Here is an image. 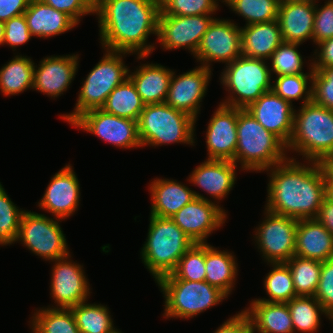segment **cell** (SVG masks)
Instances as JSON below:
<instances>
[{
  "instance_id": "cell-1",
  "label": "cell",
  "mask_w": 333,
  "mask_h": 333,
  "mask_svg": "<svg viewBox=\"0 0 333 333\" xmlns=\"http://www.w3.org/2000/svg\"><path fill=\"white\" fill-rule=\"evenodd\" d=\"M160 0H96L101 46L147 58L155 49L147 39L157 36Z\"/></svg>"
},
{
  "instance_id": "cell-2",
  "label": "cell",
  "mask_w": 333,
  "mask_h": 333,
  "mask_svg": "<svg viewBox=\"0 0 333 333\" xmlns=\"http://www.w3.org/2000/svg\"><path fill=\"white\" fill-rule=\"evenodd\" d=\"M307 166L289 157L270 169L265 208L295 219L317 218L325 198V178L318 162Z\"/></svg>"
},
{
  "instance_id": "cell-3",
  "label": "cell",
  "mask_w": 333,
  "mask_h": 333,
  "mask_svg": "<svg viewBox=\"0 0 333 333\" xmlns=\"http://www.w3.org/2000/svg\"><path fill=\"white\" fill-rule=\"evenodd\" d=\"M237 148L233 162L245 171L261 172L286 161V145L245 109L238 108Z\"/></svg>"
},
{
  "instance_id": "cell-4",
  "label": "cell",
  "mask_w": 333,
  "mask_h": 333,
  "mask_svg": "<svg viewBox=\"0 0 333 333\" xmlns=\"http://www.w3.org/2000/svg\"><path fill=\"white\" fill-rule=\"evenodd\" d=\"M147 239L141 249V259L155 278L171 274L179 259L195 243L171 218L150 215Z\"/></svg>"
},
{
  "instance_id": "cell-5",
  "label": "cell",
  "mask_w": 333,
  "mask_h": 333,
  "mask_svg": "<svg viewBox=\"0 0 333 333\" xmlns=\"http://www.w3.org/2000/svg\"><path fill=\"white\" fill-rule=\"evenodd\" d=\"M295 109L293 133L287 151L298 152L304 160L319 162L333 154V111L313 101Z\"/></svg>"
},
{
  "instance_id": "cell-6",
  "label": "cell",
  "mask_w": 333,
  "mask_h": 333,
  "mask_svg": "<svg viewBox=\"0 0 333 333\" xmlns=\"http://www.w3.org/2000/svg\"><path fill=\"white\" fill-rule=\"evenodd\" d=\"M195 124L192 116L166 103L147 104L137 121L141 146L172 143L194 146Z\"/></svg>"
},
{
  "instance_id": "cell-7",
  "label": "cell",
  "mask_w": 333,
  "mask_h": 333,
  "mask_svg": "<svg viewBox=\"0 0 333 333\" xmlns=\"http://www.w3.org/2000/svg\"><path fill=\"white\" fill-rule=\"evenodd\" d=\"M220 76L221 84L230 93L220 103L230 107L246 109L272 88L271 70L264 59L241 55L226 64Z\"/></svg>"
},
{
  "instance_id": "cell-8",
  "label": "cell",
  "mask_w": 333,
  "mask_h": 333,
  "mask_svg": "<svg viewBox=\"0 0 333 333\" xmlns=\"http://www.w3.org/2000/svg\"><path fill=\"white\" fill-rule=\"evenodd\" d=\"M104 51L102 59L82 81L74 110L60 116L69 124L86 111L101 109L108 95L128 78L129 68L123 57L130 53L107 49Z\"/></svg>"
},
{
  "instance_id": "cell-9",
  "label": "cell",
  "mask_w": 333,
  "mask_h": 333,
  "mask_svg": "<svg viewBox=\"0 0 333 333\" xmlns=\"http://www.w3.org/2000/svg\"><path fill=\"white\" fill-rule=\"evenodd\" d=\"M166 319H190L221 303L228 296L206 281L158 280ZM227 297V298H226Z\"/></svg>"
},
{
  "instance_id": "cell-10",
  "label": "cell",
  "mask_w": 333,
  "mask_h": 333,
  "mask_svg": "<svg viewBox=\"0 0 333 333\" xmlns=\"http://www.w3.org/2000/svg\"><path fill=\"white\" fill-rule=\"evenodd\" d=\"M59 221L54 217L25 210L21 216L16 242H21L32 253L47 261L64 258L70 251Z\"/></svg>"
},
{
  "instance_id": "cell-11",
  "label": "cell",
  "mask_w": 333,
  "mask_h": 333,
  "mask_svg": "<svg viewBox=\"0 0 333 333\" xmlns=\"http://www.w3.org/2000/svg\"><path fill=\"white\" fill-rule=\"evenodd\" d=\"M262 223L255 229V245L267 264L286 263L295 255L298 219L279 215L266 208Z\"/></svg>"
},
{
  "instance_id": "cell-12",
  "label": "cell",
  "mask_w": 333,
  "mask_h": 333,
  "mask_svg": "<svg viewBox=\"0 0 333 333\" xmlns=\"http://www.w3.org/2000/svg\"><path fill=\"white\" fill-rule=\"evenodd\" d=\"M71 125L87 131L120 148L142 147L136 120L118 117L102 109H92L78 116Z\"/></svg>"
},
{
  "instance_id": "cell-13",
  "label": "cell",
  "mask_w": 333,
  "mask_h": 333,
  "mask_svg": "<svg viewBox=\"0 0 333 333\" xmlns=\"http://www.w3.org/2000/svg\"><path fill=\"white\" fill-rule=\"evenodd\" d=\"M241 55V26L229 19L215 18L203 35L194 58L211 69L212 62L226 65Z\"/></svg>"
},
{
  "instance_id": "cell-14",
  "label": "cell",
  "mask_w": 333,
  "mask_h": 333,
  "mask_svg": "<svg viewBox=\"0 0 333 333\" xmlns=\"http://www.w3.org/2000/svg\"><path fill=\"white\" fill-rule=\"evenodd\" d=\"M213 14L173 16L159 14L157 38L166 50L185 48L195 55L201 39L215 17Z\"/></svg>"
},
{
  "instance_id": "cell-15",
  "label": "cell",
  "mask_w": 333,
  "mask_h": 333,
  "mask_svg": "<svg viewBox=\"0 0 333 333\" xmlns=\"http://www.w3.org/2000/svg\"><path fill=\"white\" fill-rule=\"evenodd\" d=\"M71 254L54 260L51 270L50 295L54 299L55 307L70 309L75 305L88 301L90 284L86 278L83 265L72 261Z\"/></svg>"
},
{
  "instance_id": "cell-16",
  "label": "cell",
  "mask_w": 333,
  "mask_h": 333,
  "mask_svg": "<svg viewBox=\"0 0 333 333\" xmlns=\"http://www.w3.org/2000/svg\"><path fill=\"white\" fill-rule=\"evenodd\" d=\"M215 202L196 197L171 219L194 243H207L209 235L221 228L227 218V212Z\"/></svg>"
},
{
  "instance_id": "cell-17",
  "label": "cell",
  "mask_w": 333,
  "mask_h": 333,
  "mask_svg": "<svg viewBox=\"0 0 333 333\" xmlns=\"http://www.w3.org/2000/svg\"><path fill=\"white\" fill-rule=\"evenodd\" d=\"M211 71L212 69L202 65L180 75L173 71L165 103L197 121L202 99L208 90Z\"/></svg>"
},
{
  "instance_id": "cell-18",
  "label": "cell",
  "mask_w": 333,
  "mask_h": 333,
  "mask_svg": "<svg viewBox=\"0 0 333 333\" xmlns=\"http://www.w3.org/2000/svg\"><path fill=\"white\" fill-rule=\"evenodd\" d=\"M71 164L65 165L47 185L38 207L61 221L72 216L79 207L80 184Z\"/></svg>"
},
{
  "instance_id": "cell-19",
  "label": "cell",
  "mask_w": 333,
  "mask_h": 333,
  "mask_svg": "<svg viewBox=\"0 0 333 333\" xmlns=\"http://www.w3.org/2000/svg\"><path fill=\"white\" fill-rule=\"evenodd\" d=\"M295 107L272 90L265 92L245 110L286 146L292 133Z\"/></svg>"
},
{
  "instance_id": "cell-20",
  "label": "cell",
  "mask_w": 333,
  "mask_h": 333,
  "mask_svg": "<svg viewBox=\"0 0 333 333\" xmlns=\"http://www.w3.org/2000/svg\"><path fill=\"white\" fill-rule=\"evenodd\" d=\"M238 108L219 104L206 131L207 159L233 161L237 148Z\"/></svg>"
},
{
  "instance_id": "cell-21",
  "label": "cell",
  "mask_w": 333,
  "mask_h": 333,
  "mask_svg": "<svg viewBox=\"0 0 333 333\" xmlns=\"http://www.w3.org/2000/svg\"><path fill=\"white\" fill-rule=\"evenodd\" d=\"M78 59L79 54L47 56L42 59L39 66H34L33 89L51 98L61 96L75 78Z\"/></svg>"
},
{
  "instance_id": "cell-22",
  "label": "cell",
  "mask_w": 333,
  "mask_h": 333,
  "mask_svg": "<svg viewBox=\"0 0 333 333\" xmlns=\"http://www.w3.org/2000/svg\"><path fill=\"white\" fill-rule=\"evenodd\" d=\"M236 165L233 161L206 159L192 171L187 179L214 200L225 199L236 181Z\"/></svg>"
},
{
  "instance_id": "cell-23",
  "label": "cell",
  "mask_w": 333,
  "mask_h": 333,
  "mask_svg": "<svg viewBox=\"0 0 333 333\" xmlns=\"http://www.w3.org/2000/svg\"><path fill=\"white\" fill-rule=\"evenodd\" d=\"M151 193V212L162 218H171L183 206L194 200L196 197L204 200H210L199 194L195 190H191L181 182L169 180L167 178L154 179L149 185Z\"/></svg>"
},
{
  "instance_id": "cell-24",
  "label": "cell",
  "mask_w": 333,
  "mask_h": 333,
  "mask_svg": "<svg viewBox=\"0 0 333 333\" xmlns=\"http://www.w3.org/2000/svg\"><path fill=\"white\" fill-rule=\"evenodd\" d=\"M315 19V4L286 1L279 5L278 22L285 43L312 40Z\"/></svg>"
},
{
  "instance_id": "cell-25",
  "label": "cell",
  "mask_w": 333,
  "mask_h": 333,
  "mask_svg": "<svg viewBox=\"0 0 333 333\" xmlns=\"http://www.w3.org/2000/svg\"><path fill=\"white\" fill-rule=\"evenodd\" d=\"M295 256L324 262L333 258V235L316 219H299Z\"/></svg>"
},
{
  "instance_id": "cell-26",
  "label": "cell",
  "mask_w": 333,
  "mask_h": 333,
  "mask_svg": "<svg viewBox=\"0 0 333 333\" xmlns=\"http://www.w3.org/2000/svg\"><path fill=\"white\" fill-rule=\"evenodd\" d=\"M283 42L278 19L241 27V52L243 56L269 60L273 52Z\"/></svg>"
},
{
  "instance_id": "cell-27",
  "label": "cell",
  "mask_w": 333,
  "mask_h": 333,
  "mask_svg": "<svg viewBox=\"0 0 333 333\" xmlns=\"http://www.w3.org/2000/svg\"><path fill=\"white\" fill-rule=\"evenodd\" d=\"M173 70L161 64L146 63L130 72L128 78L134 84L142 102L147 104L165 103Z\"/></svg>"
},
{
  "instance_id": "cell-28",
  "label": "cell",
  "mask_w": 333,
  "mask_h": 333,
  "mask_svg": "<svg viewBox=\"0 0 333 333\" xmlns=\"http://www.w3.org/2000/svg\"><path fill=\"white\" fill-rule=\"evenodd\" d=\"M24 16L32 37H53L64 34L78 25L66 13L56 10L40 0H31Z\"/></svg>"
},
{
  "instance_id": "cell-29",
  "label": "cell",
  "mask_w": 333,
  "mask_h": 333,
  "mask_svg": "<svg viewBox=\"0 0 333 333\" xmlns=\"http://www.w3.org/2000/svg\"><path fill=\"white\" fill-rule=\"evenodd\" d=\"M249 317L251 328L257 333H294L287 303L252 300L243 310Z\"/></svg>"
},
{
  "instance_id": "cell-30",
  "label": "cell",
  "mask_w": 333,
  "mask_h": 333,
  "mask_svg": "<svg viewBox=\"0 0 333 333\" xmlns=\"http://www.w3.org/2000/svg\"><path fill=\"white\" fill-rule=\"evenodd\" d=\"M236 257L228 250H218L205 243V281L227 296L231 294L238 273Z\"/></svg>"
},
{
  "instance_id": "cell-31",
  "label": "cell",
  "mask_w": 333,
  "mask_h": 333,
  "mask_svg": "<svg viewBox=\"0 0 333 333\" xmlns=\"http://www.w3.org/2000/svg\"><path fill=\"white\" fill-rule=\"evenodd\" d=\"M35 63L28 56L16 55L0 69V90L4 96L17 95L33 89Z\"/></svg>"
},
{
  "instance_id": "cell-32",
  "label": "cell",
  "mask_w": 333,
  "mask_h": 333,
  "mask_svg": "<svg viewBox=\"0 0 333 333\" xmlns=\"http://www.w3.org/2000/svg\"><path fill=\"white\" fill-rule=\"evenodd\" d=\"M144 106L134 84L127 78L108 95L101 109L118 117L138 121Z\"/></svg>"
},
{
  "instance_id": "cell-33",
  "label": "cell",
  "mask_w": 333,
  "mask_h": 333,
  "mask_svg": "<svg viewBox=\"0 0 333 333\" xmlns=\"http://www.w3.org/2000/svg\"><path fill=\"white\" fill-rule=\"evenodd\" d=\"M294 326V333H314L321 325V314L333 319L324 310L320 302L314 296H297L287 302Z\"/></svg>"
},
{
  "instance_id": "cell-34",
  "label": "cell",
  "mask_w": 333,
  "mask_h": 333,
  "mask_svg": "<svg viewBox=\"0 0 333 333\" xmlns=\"http://www.w3.org/2000/svg\"><path fill=\"white\" fill-rule=\"evenodd\" d=\"M70 309L80 333H116L118 331L114 327L107 305L90 304L85 301Z\"/></svg>"
},
{
  "instance_id": "cell-35",
  "label": "cell",
  "mask_w": 333,
  "mask_h": 333,
  "mask_svg": "<svg viewBox=\"0 0 333 333\" xmlns=\"http://www.w3.org/2000/svg\"><path fill=\"white\" fill-rule=\"evenodd\" d=\"M35 310L30 320L32 333H80L71 309L47 306Z\"/></svg>"
},
{
  "instance_id": "cell-36",
  "label": "cell",
  "mask_w": 333,
  "mask_h": 333,
  "mask_svg": "<svg viewBox=\"0 0 333 333\" xmlns=\"http://www.w3.org/2000/svg\"><path fill=\"white\" fill-rule=\"evenodd\" d=\"M271 271L264 279V289L269 298H255L271 303H287L297 297L290 268L286 263H270Z\"/></svg>"
},
{
  "instance_id": "cell-37",
  "label": "cell",
  "mask_w": 333,
  "mask_h": 333,
  "mask_svg": "<svg viewBox=\"0 0 333 333\" xmlns=\"http://www.w3.org/2000/svg\"><path fill=\"white\" fill-rule=\"evenodd\" d=\"M286 264L290 268L296 296H314L319 284L321 262L294 255Z\"/></svg>"
},
{
  "instance_id": "cell-38",
  "label": "cell",
  "mask_w": 333,
  "mask_h": 333,
  "mask_svg": "<svg viewBox=\"0 0 333 333\" xmlns=\"http://www.w3.org/2000/svg\"><path fill=\"white\" fill-rule=\"evenodd\" d=\"M228 7L246 20L245 25L270 22L278 19V0H222Z\"/></svg>"
},
{
  "instance_id": "cell-39",
  "label": "cell",
  "mask_w": 333,
  "mask_h": 333,
  "mask_svg": "<svg viewBox=\"0 0 333 333\" xmlns=\"http://www.w3.org/2000/svg\"><path fill=\"white\" fill-rule=\"evenodd\" d=\"M205 243H195L179 259L175 270L159 280L205 281Z\"/></svg>"
},
{
  "instance_id": "cell-40",
  "label": "cell",
  "mask_w": 333,
  "mask_h": 333,
  "mask_svg": "<svg viewBox=\"0 0 333 333\" xmlns=\"http://www.w3.org/2000/svg\"><path fill=\"white\" fill-rule=\"evenodd\" d=\"M312 77L313 74L281 75L274 79L271 90L291 104L302 99L304 105L312 101Z\"/></svg>"
},
{
  "instance_id": "cell-41",
  "label": "cell",
  "mask_w": 333,
  "mask_h": 333,
  "mask_svg": "<svg viewBox=\"0 0 333 333\" xmlns=\"http://www.w3.org/2000/svg\"><path fill=\"white\" fill-rule=\"evenodd\" d=\"M299 43H285L283 42L273 52L269 61L272 63L270 70L271 74L274 73L277 77L281 75H293V74H313L312 62L310 65V72L304 73L303 57L298 51Z\"/></svg>"
},
{
  "instance_id": "cell-42",
  "label": "cell",
  "mask_w": 333,
  "mask_h": 333,
  "mask_svg": "<svg viewBox=\"0 0 333 333\" xmlns=\"http://www.w3.org/2000/svg\"><path fill=\"white\" fill-rule=\"evenodd\" d=\"M24 211L11 201L0 183V245L6 246L16 242Z\"/></svg>"
},
{
  "instance_id": "cell-43",
  "label": "cell",
  "mask_w": 333,
  "mask_h": 333,
  "mask_svg": "<svg viewBox=\"0 0 333 333\" xmlns=\"http://www.w3.org/2000/svg\"><path fill=\"white\" fill-rule=\"evenodd\" d=\"M218 6V0H160V13L173 16L215 14Z\"/></svg>"
},
{
  "instance_id": "cell-44",
  "label": "cell",
  "mask_w": 333,
  "mask_h": 333,
  "mask_svg": "<svg viewBox=\"0 0 333 333\" xmlns=\"http://www.w3.org/2000/svg\"><path fill=\"white\" fill-rule=\"evenodd\" d=\"M312 101L333 111V66L313 70Z\"/></svg>"
},
{
  "instance_id": "cell-45",
  "label": "cell",
  "mask_w": 333,
  "mask_h": 333,
  "mask_svg": "<svg viewBox=\"0 0 333 333\" xmlns=\"http://www.w3.org/2000/svg\"><path fill=\"white\" fill-rule=\"evenodd\" d=\"M314 297L333 319V258L321 262V273Z\"/></svg>"
},
{
  "instance_id": "cell-46",
  "label": "cell",
  "mask_w": 333,
  "mask_h": 333,
  "mask_svg": "<svg viewBox=\"0 0 333 333\" xmlns=\"http://www.w3.org/2000/svg\"><path fill=\"white\" fill-rule=\"evenodd\" d=\"M324 3L320 8L318 4L315 5L312 42L316 45L333 37V0Z\"/></svg>"
},
{
  "instance_id": "cell-47",
  "label": "cell",
  "mask_w": 333,
  "mask_h": 333,
  "mask_svg": "<svg viewBox=\"0 0 333 333\" xmlns=\"http://www.w3.org/2000/svg\"><path fill=\"white\" fill-rule=\"evenodd\" d=\"M54 9L66 13L77 24L82 16L95 15V0H40Z\"/></svg>"
},
{
  "instance_id": "cell-48",
  "label": "cell",
  "mask_w": 333,
  "mask_h": 333,
  "mask_svg": "<svg viewBox=\"0 0 333 333\" xmlns=\"http://www.w3.org/2000/svg\"><path fill=\"white\" fill-rule=\"evenodd\" d=\"M31 37L24 14L12 17L4 22L3 45L7 44L14 50L16 47L27 43Z\"/></svg>"
},
{
  "instance_id": "cell-49",
  "label": "cell",
  "mask_w": 333,
  "mask_h": 333,
  "mask_svg": "<svg viewBox=\"0 0 333 333\" xmlns=\"http://www.w3.org/2000/svg\"><path fill=\"white\" fill-rule=\"evenodd\" d=\"M252 330L248 315L242 310L230 317L214 333H249Z\"/></svg>"
},
{
  "instance_id": "cell-50",
  "label": "cell",
  "mask_w": 333,
  "mask_h": 333,
  "mask_svg": "<svg viewBox=\"0 0 333 333\" xmlns=\"http://www.w3.org/2000/svg\"><path fill=\"white\" fill-rule=\"evenodd\" d=\"M317 48L315 49V58L312 60V68L313 70H319L321 68H326L329 66H333V37L321 41L317 44Z\"/></svg>"
},
{
  "instance_id": "cell-51",
  "label": "cell",
  "mask_w": 333,
  "mask_h": 333,
  "mask_svg": "<svg viewBox=\"0 0 333 333\" xmlns=\"http://www.w3.org/2000/svg\"><path fill=\"white\" fill-rule=\"evenodd\" d=\"M31 0H0V21L24 14Z\"/></svg>"
},
{
  "instance_id": "cell-52",
  "label": "cell",
  "mask_w": 333,
  "mask_h": 333,
  "mask_svg": "<svg viewBox=\"0 0 333 333\" xmlns=\"http://www.w3.org/2000/svg\"><path fill=\"white\" fill-rule=\"evenodd\" d=\"M316 219L333 235V201L324 198Z\"/></svg>"
},
{
  "instance_id": "cell-53",
  "label": "cell",
  "mask_w": 333,
  "mask_h": 333,
  "mask_svg": "<svg viewBox=\"0 0 333 333\" xmlns=\"http://www.w3.org/2000/svg\"><path fill=\"white\" fill-rule=\"evenodd\" d=\"M318 164L322 169L325 181H333V154L323 157Z\"/></svg>"
},
{
  "instance_id": "cell-54",
  "label": "cell",
  "mask_w": 333,
  "mask_h": 333,
  "mask_svg": "<svg viewBox=\"0 0 333 333\" xmlns=\"http://www.w3.org/2000/svg\"><path fill=\"white\" fill-rule=\"evenodd\" d=\"M325 198L333 201V181H325Z\"/></svg>"
},
{
  "instance_id": "cell-55",
  "label": "cell",
  "mask_w": 333,
  "mask_h": 333,
  "mask_svg": "<svg viewBox=\"0 0 333 333\" xmlns=\"http://www.w3.org/2000/svg\"><path fill=\"white\" fill-rule=\"evenodd\" d=\"M4 40V22L0 21V45L3 46Z\"/></svg>"
},
{
  "instance_id": "cell-56",
  "label": "cell",
  "mask_w": 333,
  "mask_h": 333,
  "mask_svg": "<svg viewBox=\"0 0 333 333\" xmlns=\"http://www.w3.org/2000/svg\"><path fill=\"white\" fill-rule=\"evenodd\" d=\"M297 1L311 3V4H315V5H316V3L318 4V0H297Z\"/></svg>"
},
{
  "instance_id": "cell-57",
  "label": "cell",
  "mask_w": 333,
  "mask_h": 333,
  "mask_svg": "<svg viewBox=\"0 0 333 333\" xmlns=\"http://www.w3.org/2000/svg\"><path fill=\"white\" fill-rule=\"evenodd\" d=\"M280 3L286 2V1H294V0H278ZM297 1V0H296Z\"/></svg>"
}]
</instances>
